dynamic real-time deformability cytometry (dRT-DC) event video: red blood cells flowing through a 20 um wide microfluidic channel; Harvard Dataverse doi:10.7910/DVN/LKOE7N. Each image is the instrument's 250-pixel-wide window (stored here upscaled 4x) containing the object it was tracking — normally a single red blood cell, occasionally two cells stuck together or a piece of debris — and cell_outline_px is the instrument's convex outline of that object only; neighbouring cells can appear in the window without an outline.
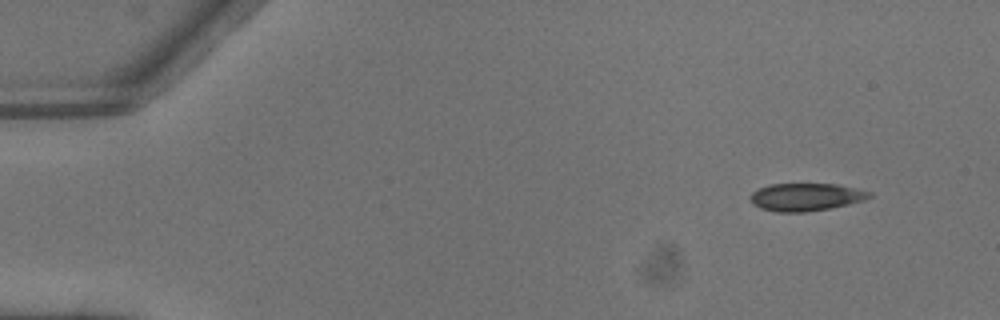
{"species": "common noctule bat (a hibernating species)", "species_latin": "Nyctalus noctula", "temperature_condition": "warm", "stored_images_in_passage": 4, "camera_frame_rate_fps": 3000, "um_per_image_px": 0.085, "animal": {"sex": "male", "body_mass_g": 13.3}, "frame": {"image": 1, "passage_image": 1, "time_ms": 0.0, "image_size_px": [1000, 320], "cell_outline_px": [[872, 196], [864, 200], [848, 204], [808, 212], [776, 212], [760, 208], [752, 204], [752, 192], [768, 184], [836, 184], [856, 188], [872, 192]], "centroid_in_image_um": [68.51, 16.74], "position_along_channel_um": 16.5, "area_um2": 19.13}}
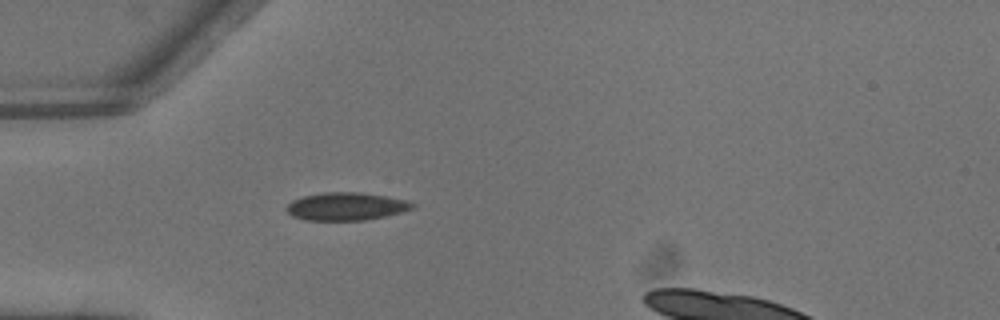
{"frame": {"image": 2, "passage_image": 4, "time_ms": 1.0, "image_size_px": [1000, 320], "cell_outline_px": [[416, 208], [384, 216], [364, 220], [304, 220], [292, 216], [284, 208], [292, 200], [304, 196], [324, 192], [356, 192], [384, 196], [404, 200], [416, 204]], "centroid_in_image_um": [29.39, 17.55], "position_along_channel_um": 55.6, "area_um2": 20.29}}